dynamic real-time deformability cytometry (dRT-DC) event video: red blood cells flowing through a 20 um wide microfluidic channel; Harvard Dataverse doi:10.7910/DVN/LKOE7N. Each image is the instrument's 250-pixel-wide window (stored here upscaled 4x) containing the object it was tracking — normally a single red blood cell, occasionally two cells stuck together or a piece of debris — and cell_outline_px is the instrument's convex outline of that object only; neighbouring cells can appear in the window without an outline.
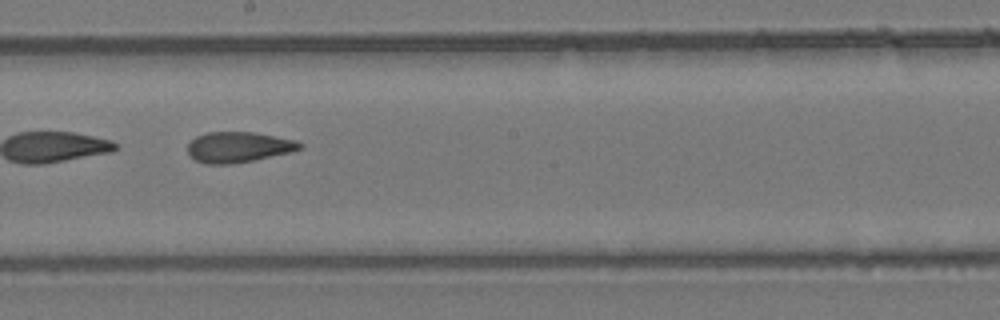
{"species": "common noctule bat (a hibernating species)", "species_latin": "Nyctalus noctula", "temperature_condition": "room temperature", "stored_images_in_passage": 52, "camera_frame_rate_fps": 3000, "um_per_image_px": 0.085, "animal": {"sex": "female", "body_mass_g": 24.6, "forearm_length_mm": 56.2}, "frame": {"image": 1, "passage_image": 30, "time_ms": 9.667, "image_size_px": [1000, 320], "cell_outline_px": [[304, 144], [300, 148], [292, 152], [252, 160], [228, 164], [204, 164], [196, 160], [188, 152], [188, 144], [196, 136], [208, 132], [256, 132], [296, 140]], "centroid_in_image_um": [20.28, 12.49], "position_along_channel_um": 227.9, "area_um2": 19.88}, "authors_computed_cell_mechanics": {"area_um2": 21.0103, "velocity_mm_per_s": 3.896, "shape_relaxation_time_tau1_ms": null, "shape_relaxation_time_tau2_ms": 2.6876, "deformation_change_tau1": null, "deformation_change_tau2": 0.0989}}